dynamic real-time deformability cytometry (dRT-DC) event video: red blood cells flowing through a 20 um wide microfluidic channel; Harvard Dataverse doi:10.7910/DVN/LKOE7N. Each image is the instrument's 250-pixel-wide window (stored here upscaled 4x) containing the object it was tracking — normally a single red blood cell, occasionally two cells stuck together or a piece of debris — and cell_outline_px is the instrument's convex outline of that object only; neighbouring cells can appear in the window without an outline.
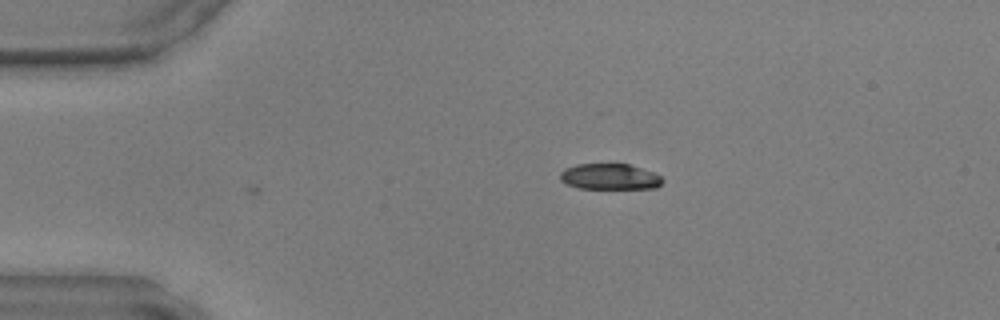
{"species": "common noctule bat (a hibernating species)", "species_latin": "Nyctalus noctula", "temperature_condition": "warm", "stored_images_in_passage": 3, "camera_frame_rate_fps": 3000, "um_per_image_px": 0.085, "animal": {"sex": "male", "body_mass_g": 17.9, "forearm_length_mm": 54.2}, "frame": {"image": 1, "passage_image": 3, "time_ms": 0.667, "image_size_px": [1000, 320], "cell_outline_px": [[664, 180], [656, 188], [580, 188], [568, 184], [560, 180], [560, 172], [564, 168], [576, 164], [628, 164], [652, 172], [660, 176]], "centroid_in_image_um": [51.8, 15.01], "position_along_channel_um": 33.2, "area_um2": 15.26}}